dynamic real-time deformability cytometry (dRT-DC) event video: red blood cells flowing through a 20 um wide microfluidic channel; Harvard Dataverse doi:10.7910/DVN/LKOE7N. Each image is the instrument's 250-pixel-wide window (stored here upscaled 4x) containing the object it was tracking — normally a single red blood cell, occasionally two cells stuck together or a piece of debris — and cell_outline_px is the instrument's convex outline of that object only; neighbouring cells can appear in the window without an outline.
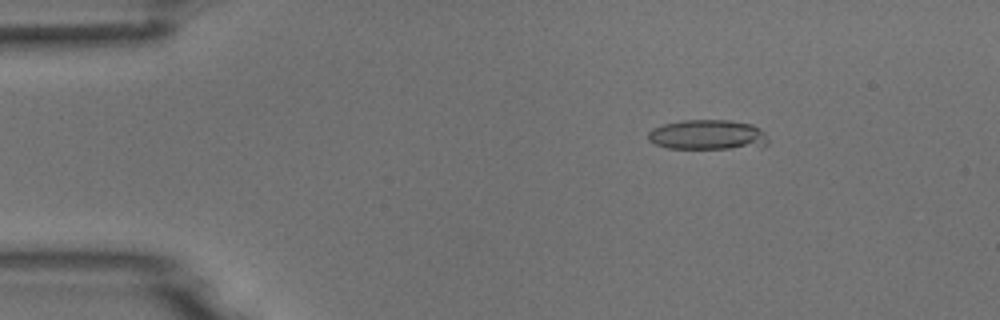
{"species": "common noctule bat (a hibernating species)", "species_latin": "Nyctalus noctula", "temperature_condition": "room temperature", "stored_images_in_passage": 5, "camera_frame_rate_fps": 3000, "um_per_image_px": 0.085, "animal": {"sex": "male", "body_mass_g": 18.8}, "frame": {"image": 1, "passage_image": 3, "time_ms": 2.333, "image_size_px": [1000, 320], "cell_outline_px": [[768, 144], [764, 148], [668, 148], [652, 144], [648, 140], [648, 132], [652, 128], [664, 124], [684, 120], [728, 120], [752, 124], [760, 128], [764, 132], [768, 140]], "centroid_in_image_um": [60.18, 11.47], "position_along_channel_um": 24.8, "area_um2": 21.27}}